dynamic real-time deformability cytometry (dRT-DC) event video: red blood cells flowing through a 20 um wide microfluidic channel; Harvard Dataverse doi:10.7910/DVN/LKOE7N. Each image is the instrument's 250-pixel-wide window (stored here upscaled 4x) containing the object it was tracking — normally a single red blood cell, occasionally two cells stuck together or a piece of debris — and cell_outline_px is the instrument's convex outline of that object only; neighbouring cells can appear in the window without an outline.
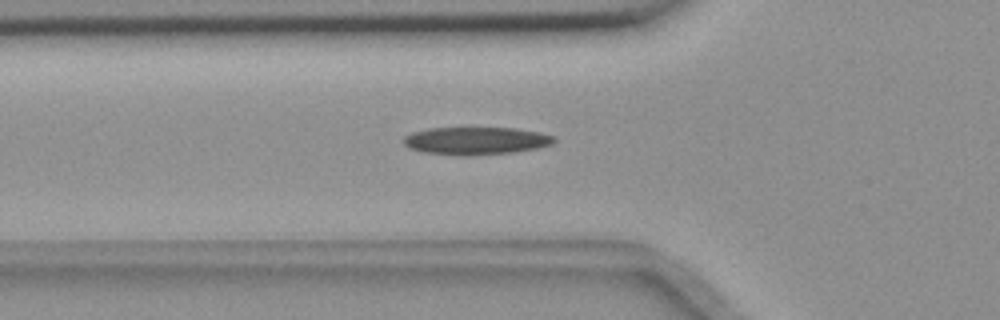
{"species": "common noctule bat (a hibernating species)", "species_latin": "Nyctalus noctula", "temperature_condition": "room temperature", "stored_images_in_passage": 38, "camera_frame_rate_fps": 3000, "um_per_image_px": 0.085, "animal": {"sex": "female", "body_mass_g": 18.4}, "frame": {"image": 1, "passage_image": 2, "time_ms": 0.333, "image_size_px": [1000, 320], "cell_outline_px": [[556, 140], [552, 144], [536, 148], [512, 152], [424, 152], [408, 148], [404, 144], [404, 136], [412, 132], [428, 128], [516, 128], [540, 132], [556, 136]], "centroid_in_image_um": [40.5, 11.9], "position_along_channel_um": 85.3, "area_um2": 23.0}}
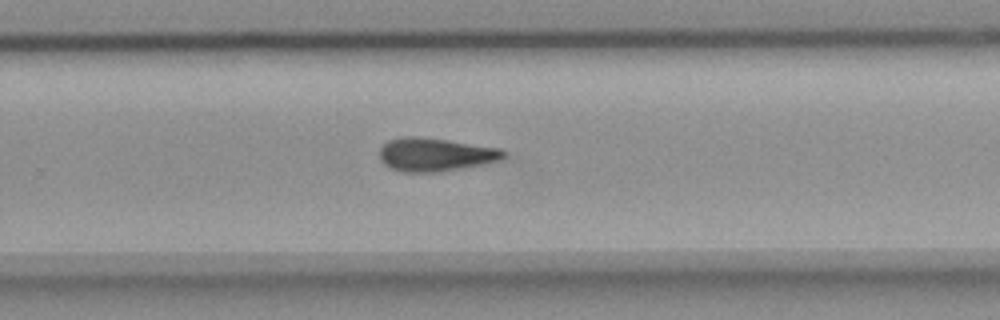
{"frame": {"image": 2, "passage_image": 19, "time_ms": 6.0, "image_size_px": [1000, 320], "cell_outline_px": [[508, 156], [500, 160], [484, 164], [436, 172], [404, 172], [388, 168], [380, 160], [380, 148], [388, 140], [404, 136], [412, 136], [448, 140], [504, 148], [508, 152]], "centroid_in_image_um": [37.05, 13.13], "position_along_channel_um": 292.8, "area_um2": 24.39}}
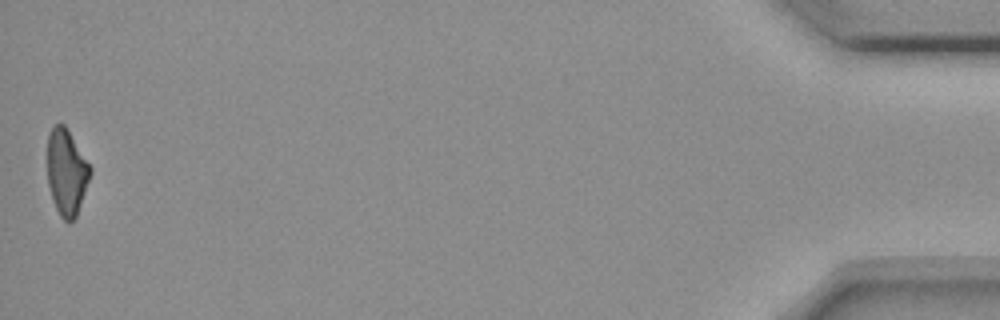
{"frame": {"image": 3, "passage_image": 38, "time_ms": 12.333, "image_size_px": [1000, 320], "cell_outline_px": [[92, 172], [76, 216], [68, 224], [60, 216], [52, 200], [48, 184], [48, 132], [56, 124], [64, 124], [92, 168]], "centroid_in_image_um": [5.65, 14.65], "position_along_channel_um": 429.5, "area_um2": 21.33}}